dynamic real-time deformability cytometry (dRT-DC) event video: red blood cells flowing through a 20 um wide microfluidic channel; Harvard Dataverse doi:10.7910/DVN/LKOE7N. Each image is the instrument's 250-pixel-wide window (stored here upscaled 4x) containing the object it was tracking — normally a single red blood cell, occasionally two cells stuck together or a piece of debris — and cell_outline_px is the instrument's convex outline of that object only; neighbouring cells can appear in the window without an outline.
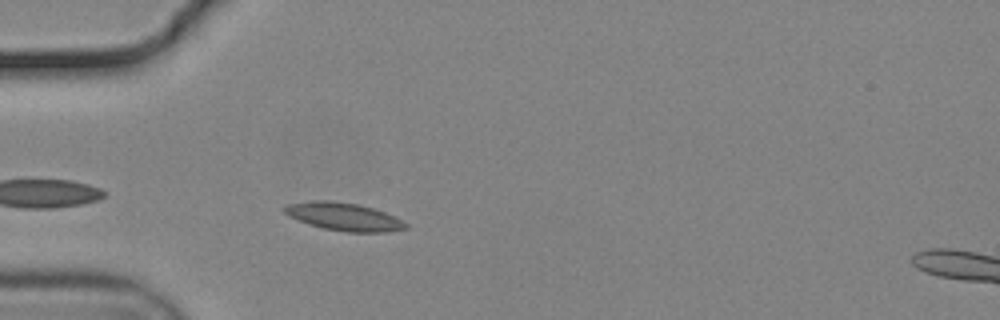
{"species": "common noctule bat (a hibernating species)", "species_latin": "Nyctalus noctula", "temperature_condition": "cold", "stored_images_in_passage": 30, "camera_frame_rate_fps": 3000, "um_per_image_px": 0.085, "animal": {"sex": "male", "body_mass_g": 19.2, "forearm_length_mm": 51.8}, "frame": {"image": 1, "passage_image": 3, "time_ms": 0.667, "image_size_px": [1000, 320], "cell_outline_px": [[408, 228], [388, 232], [344, 232], [324, 228], [308, 224], [288, 216], [280, 208], [284, 204], [312, 200], [328, 200], [356, 204], [372, 208], [384, 212], [408, 224]], "centroid_in_image_um": [29.15, 18.41], "position_along_channel_um": 55.9, "area_um2": 19.77}}
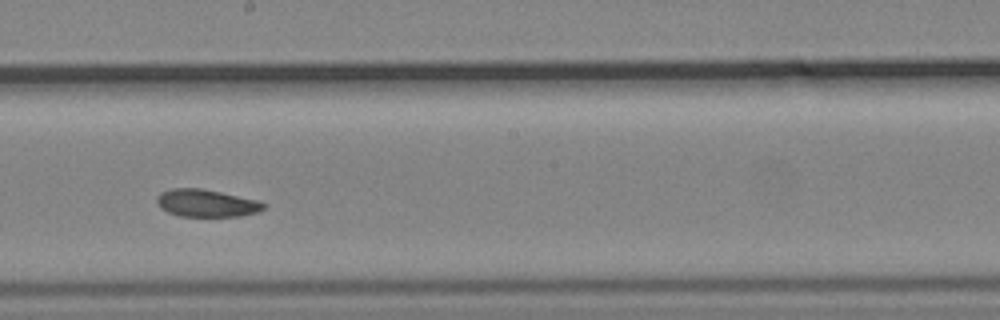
{"frame": {"image": 2, "passage_image": 18, "time_ms": 5.667, "image_size_px": [1000, 320], "cell_outline_px": [[264, 208], [256, 212], [240, 216], [180, 216], [168, 212], [160, 208], [156, 200], [156, 196], [160, 192], [172, 188], [200, 188], [220, 192], [256, 200], [264, 204]], "centroid_in_image_um": [17.47, 17.26], "position_along_channel_um": 230.7, "area_um2": 16.88}}
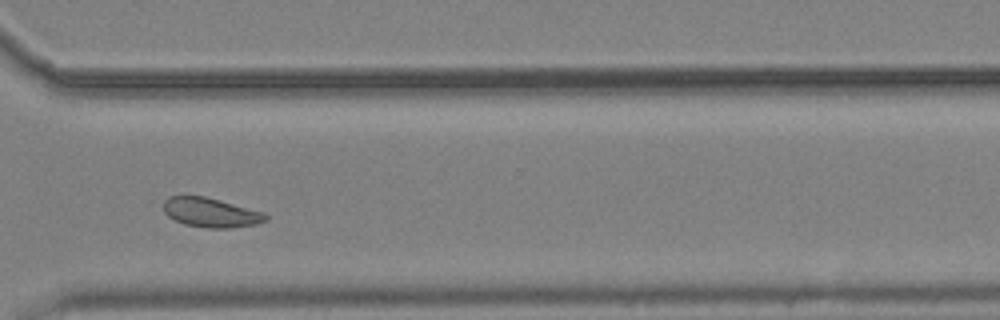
{"frame": {"image": 3, "passage_image": 28, "time_ms": 9.0, "image_size_px": [1000, 320], "cell_outline_px": [[268, 220], [256, 224], [228, 228], [208, 228], [184, 224], [168, 216], [164, 212], [164, 200], [168, 196], [204, 196], [220, 200], [264, 212], [268, 216]], "centroid_in_image_um": [17.93, 18.06], "position_along_channel_um": 352.7, "area_um2": 17.46}, "authors_computed_cell_mechanics": {"area_um2": 17.5712, "velocity_mm_per_s": 3.6559, "shape_relaxation_time_tau1_ms": 7.4832, "shape_relaxation_time_tau2_ms": 5.6205, "deformation_change_tau1": 0.0977, "deformation_change_tau2": 0.0911}}